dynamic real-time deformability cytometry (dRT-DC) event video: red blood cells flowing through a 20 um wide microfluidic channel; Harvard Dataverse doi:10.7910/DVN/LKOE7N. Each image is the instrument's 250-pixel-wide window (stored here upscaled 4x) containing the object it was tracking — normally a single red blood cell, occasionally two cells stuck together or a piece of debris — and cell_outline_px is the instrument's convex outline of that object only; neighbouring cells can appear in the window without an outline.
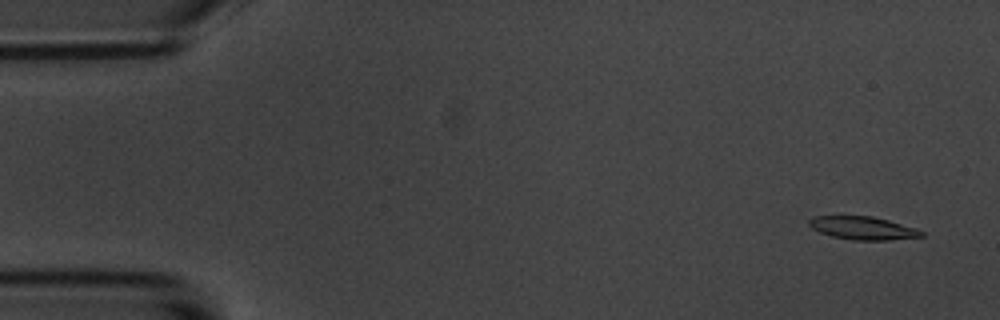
{"species": "common noctule bat (a hibernating species)", "species_latin": "Nyctalus noctula", "temperature_condition": "room temperature", "stored_images_in_passage": 56, "camera_frame_rate_fps": 3000, "um_per_image_px": 0.085, "animal": {"sex": "male", "body_mass_g": 20.1, "forearm_length_mm": 53.5}, "frame": {"image": 1, "passage_image": 3, "time_ms": 0.667, "image_size_px": [1000, 320], "cell_outline_px": [[924, 236], [888, 240], [852, 240], [832, 236], [820, 232], [812, 228], [808, 224], [808, 220], [816, 216], [872, 216], [888, 220], [916, 228], [924, 232]], "centroid_in_image_um": [73.35, 19.38], "position_along_channel_um": 11.7, "area_um2": 15.03}}
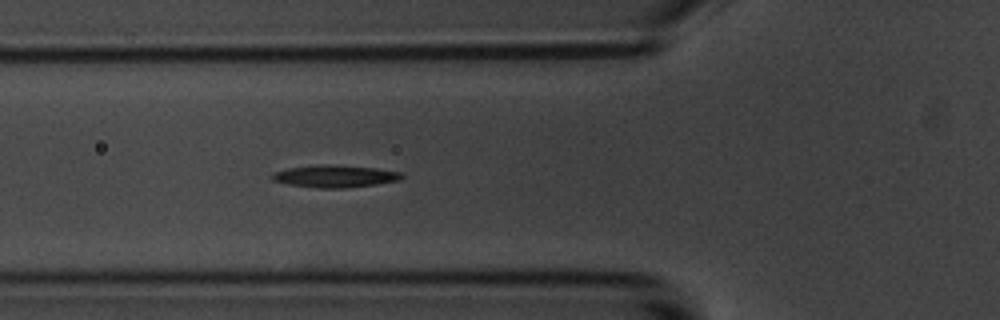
{"frame": {"image": 2, "passage_image": 20, "time_ms": 6.333, "image_size_px": [1000, 320], "cell_outline_px": [[404, 176], [400, 180], [376, 184], [344, 188], [320, 188], [288, 184], [272, 180], [272, 176], [276, 172], [288, 168], [324, 164], [376, 168], [400, 172]], "centroid_in_image_um": [28.5, 14.98], "position_along_channel_um": 97.3, "area_um2": 16.53}}
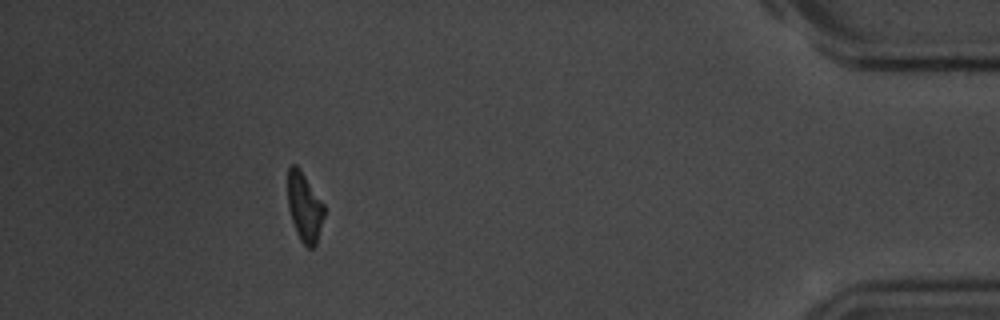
{"frame": {"image": 3, "passage_image": 51, "time_ms": 16.667, "image_size_px": [1000, 320], "cell_outline_px": [[324, 216], [316, 244], [312, 248], [308, 248], [300, 240], [296, 232], [288, 208], [288, 168], [292, 164], [296, 164], [300, 168], [324, 204]], "centroid_in_image_um": [25.88, 17.59], "position_along_channel_um": 409.3, "area_um2": 14.62}, "authors_computed_cell_mechanics": {"area_um2": 15.9239, "velocity_mm_per_s": 3.5556, "shape_relaxation_time_tau1_ms": 3.6611, "shape_relaxation_time_tau2_ms": null, "deformation_change_tau1": 0.1641, "deformation_change_tau2": null}}